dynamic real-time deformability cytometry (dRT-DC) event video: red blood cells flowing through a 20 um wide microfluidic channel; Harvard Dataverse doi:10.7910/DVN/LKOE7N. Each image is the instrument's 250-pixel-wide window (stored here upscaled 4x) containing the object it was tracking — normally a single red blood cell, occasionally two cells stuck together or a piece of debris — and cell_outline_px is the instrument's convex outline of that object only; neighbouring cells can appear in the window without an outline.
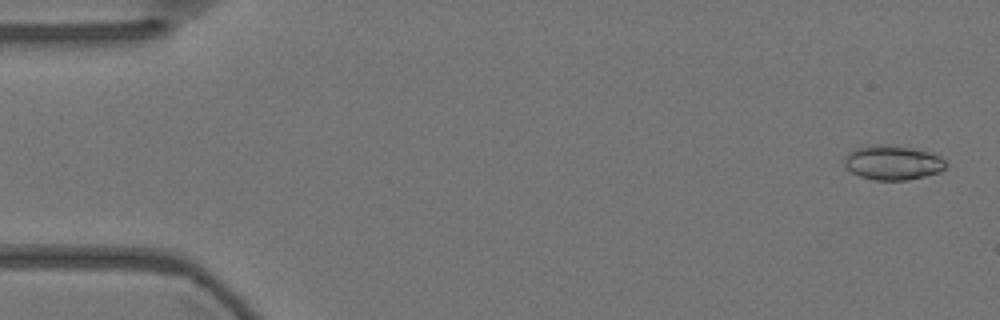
{"species": "Egyptian fruit bat (a non-hibernating species)", "species_latin": "Rousettus aegyptiacus", "temperature_condition": "warm", "stored_images_in_passage": 56, "camera_frame_rate_fps": 3000, "um_per_image_px": 0.085, "animal": {"sex": "female"}, "frame": {"image": 1, "passage_image": 2, "time_ms": 0.333, "image_size_px": [1000, 320], "cell_outline_px": [[944, 168], [940, 172], [908, 180], [876, 180], [860, 176], [852, 172], [844, 164], [844, 160], [856, 148], [880, 144], [916, 148], [932, 152], [940, 156], [944, 160]], "centroid_in_image_um": [75.93, 13.82], "position_along_channel_um": 9.1, "area_um2": 20.11}}
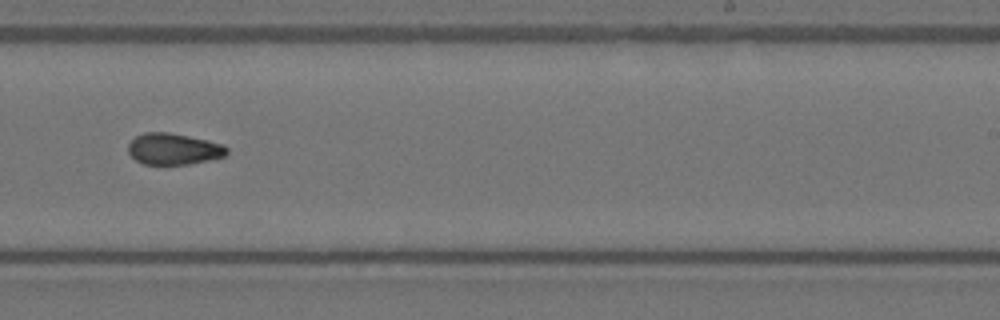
{"frame": {"image": 2, "passage_image": 35, "time_ms": 11.333, "image_size_px": [1000, 320], "cell_outline_px": [[228, 152], [224, 156], [208, 160], [188, 164], [144, 164], [136, 160], [128, 152], [128, 144], [136, 136], [144, 132], [168, 132], [208, 140], [224, 144], [228, 148]], "centroid_in_image_um": [14.76, 12.65], "position_along_channel_um": 274.2, "area_um2": 17.98}}
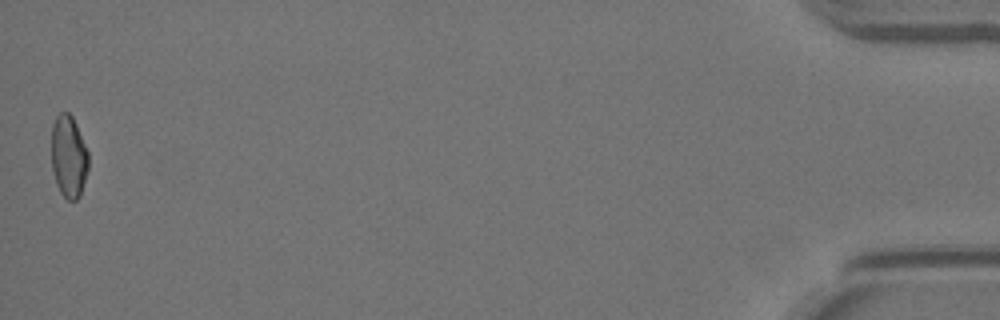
{"frame": {"image": 3, "passage_image": 56, "time_ms": 18.333, "image_size_px": [1000, 320], "cell_outline_px": [[88, 168], [80, 196], [76, 200], [68, 200], [60, 192], [56, 184], [52, 168], [52, 124], [56, 116], [60, 112], [68, 112], [72, 116], [76, 124], [88, 152]], "centroid_in_image_um": [5.83, 13.3], "position_along_channel_um": 429.4, "area_um2": 17.69}, "authors_computed_cell_mechanics": {"area_um2": 18.5827, "velocity_mm_per_s": 3.6009, "shape_relaxation_time_tau1_ms": null, "shape_relaxation_time_tau2_ms": 10.1694, "deformation_change_tau1": null, "deformation_change_tau2": 0.1692}}